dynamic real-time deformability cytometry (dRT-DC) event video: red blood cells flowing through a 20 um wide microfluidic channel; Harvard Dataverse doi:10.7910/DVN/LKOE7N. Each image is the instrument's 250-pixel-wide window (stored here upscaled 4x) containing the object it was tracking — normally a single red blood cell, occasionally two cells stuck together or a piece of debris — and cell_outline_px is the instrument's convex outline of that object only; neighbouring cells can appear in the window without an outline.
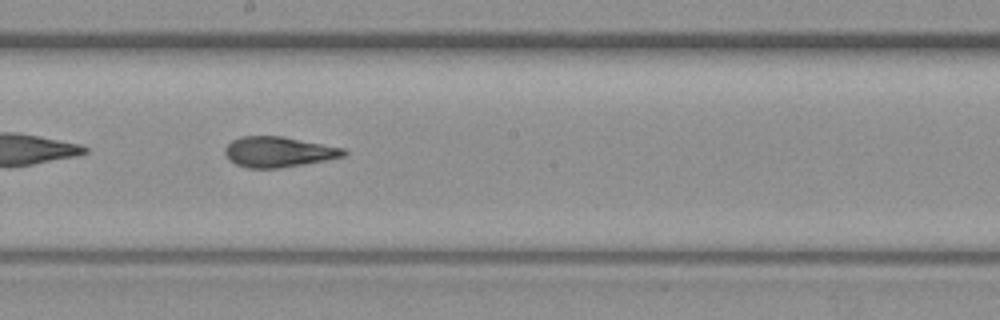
{"species": "common noctule bat (a hibernating species)", "species_latin": "Nyctalus noctula", "temperature_condition": "warm", "stored_images_in_passage": 37, "camera_frame_rate_fps": 3000, "um_per_image_px": 0.085, "animal": {"sex": "female", "body_mass_g": 19.3, "forearm_length_mm": 54.1}, "frame": {"image": 1, "passage_image": 16, "time_ms": 5.0, "image_size_px": [1000, 320], "cell_outline_px": [[348, 152], [344, 156], [324, 160], [280, 168], [248, 168], [236, 164], [228, 160], [224, 152], [224, 148], [232, 140], [240, 136], [284, 136], [344, 148]], "centroid_in_image_um": [23.64, 12.9], "position_along_channel_um": 224.6, "area_um2": 21.1}}
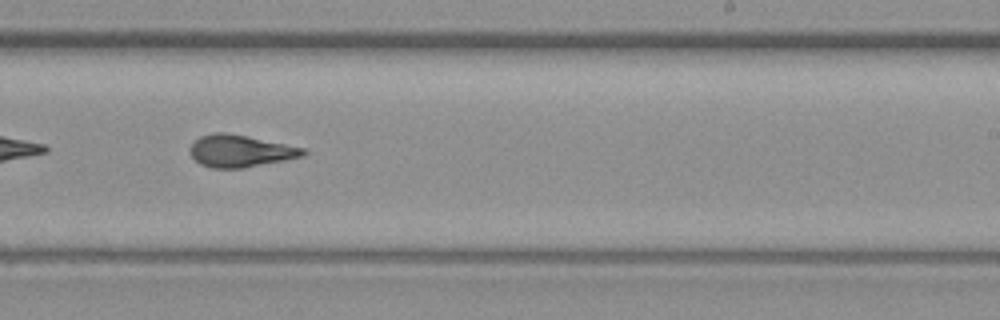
{"frame": {"image": 2, "passage_image": 20, "time_ms": 6.333, "image_size_px": [1000, 320], "cell_outline_px": [[308, 152], [304, 156], [244, 168], [212, 168], [200, 164], [192, 156], [188, 148], [200, 136], [216, 132], [224, 132], [248, 136], [304, 148]], "centroid_in_image_um": [20.42, 12.83], "position_along_channel_um": 268.6, "area_um2": 21.1}}